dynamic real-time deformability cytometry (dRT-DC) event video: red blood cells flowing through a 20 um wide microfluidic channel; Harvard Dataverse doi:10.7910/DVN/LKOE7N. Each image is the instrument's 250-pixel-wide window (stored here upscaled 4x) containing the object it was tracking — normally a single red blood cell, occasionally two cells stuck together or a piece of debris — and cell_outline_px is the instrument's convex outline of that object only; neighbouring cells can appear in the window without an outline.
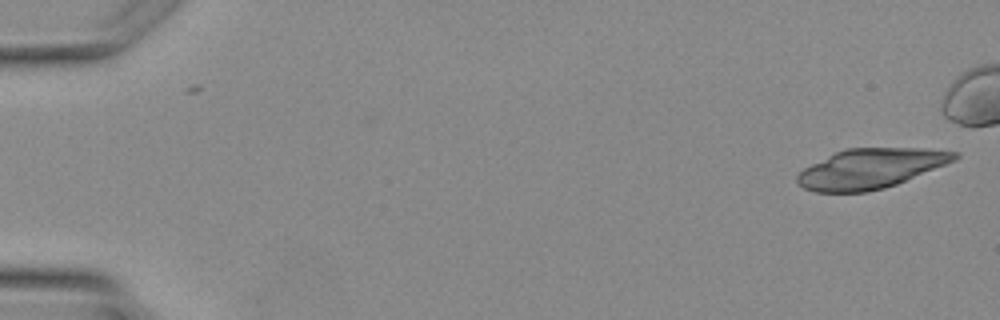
{"species": "Egyptian fruit bat (a non-hibernating species)", "species_latin": "Rousettus aegyptiacus", "temperature_condition": "warm", "stored_images_in_passage": 2, "camera_frame_rate_fps": 3000, "um_per_image_px": 0.085, "animal": {"sex": "female"}, "frame": {"image": 1, "passage_image": 1, "time_ms": 0.0, "image_size_px": [1000, 320], "cell_outline_px": [[960, 156], [956, 160], [896, 184], [884, 188], [868, 192], [816, 192], [804, 188], [796, 180], [796, 176], [804, 168], [836, 152], [848, 148], [920, 148], [960, 152]], "centroid_in_image_um": [74.02, 14.32], "position_along_channel_um": 11.0, "area_um2": 36.18}}